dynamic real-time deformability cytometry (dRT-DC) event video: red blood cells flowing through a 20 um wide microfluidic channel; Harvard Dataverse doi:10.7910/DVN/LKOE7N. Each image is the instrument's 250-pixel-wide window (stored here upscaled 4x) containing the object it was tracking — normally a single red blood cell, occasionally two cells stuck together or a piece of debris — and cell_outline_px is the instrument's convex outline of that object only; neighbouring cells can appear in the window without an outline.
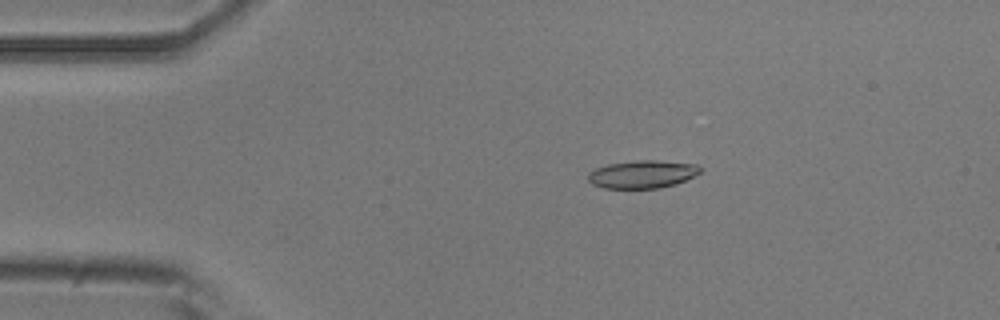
{"species": "common noctule bat (a hibernating species)", "species_latin": "Nyctalus noctula", "temperature_condition": "room temperature", "stored_images_in_passage": 10, "camera_frame_rate_fps": 3000, "um_per_image_px": 0.085, "animal": {"sex": "male", "body_mass_g": 20.5, "forearm_length_mm": 52.5}, "frame": {"image": 1, "passage_image": 2, "time_ms": 1.333, "image_size_px": [1000, 320], "cell_outline_px": [[704, 168], [700, 172], [676, 184], [660, 188], [604, 188], [592, 184], [588, 180], [588, 172], [596, 168], [608, 164], [636, 160], [656, 160], [696, 164]], "centroid_in_image_um": [54.6, 14.8], "position_along_channel_um": 30.4, "area_um2": 18.21}}
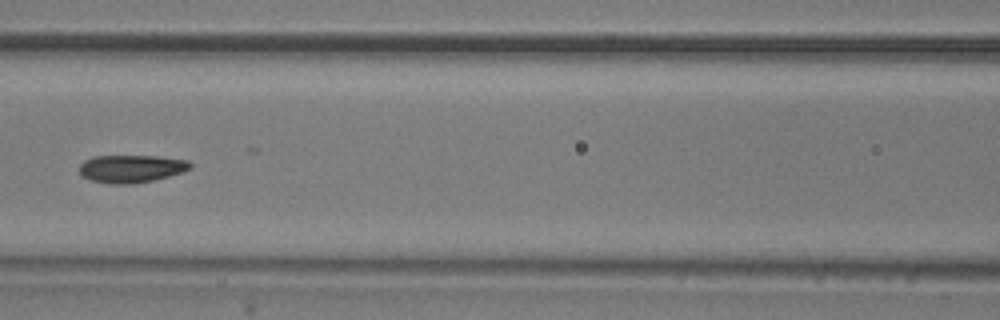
{"frame": {"image": 2, "passage_image": 6, "time_ms": 6.0, "image_size_px": [1000, 320], "cell_outline_px": [[192, 168], [168, 176], [152, 180], [132, 184], [108, 184], [88, 180], [80, 176], [80, 164], [84, 160], [92, 156], [156, 156], [188, 160], [192, 164]], "centroid_in_image_um": [11.1, 14.34], "position_along_channel_um": 155.5, "area_um2": 18.03}}
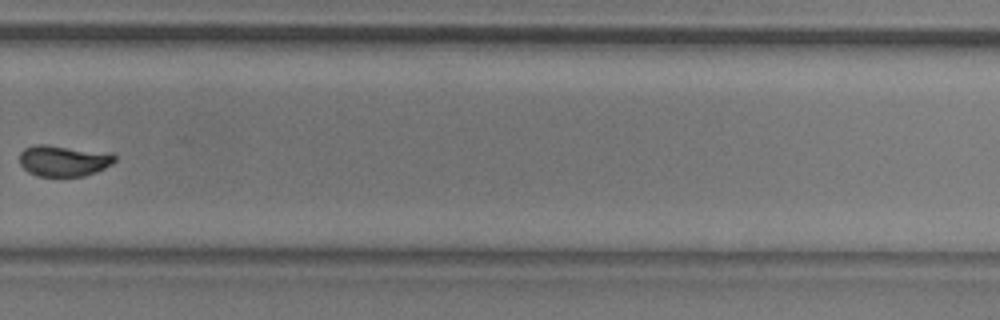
{"frame": {"image": 3, "passage_image": 10, "time_ms": 10.667, "image_size_px": [1000, 320], "cell_outline_px": [[116, 160], [112, 164], [96, 172], [84, 176], [36, 176], [28, 172], [20, 164], [20, 152], [24, 148], [36, 144], [44, 144], [112, 152], [116, 156]], "centroid_in_image_um": [5.43, 13.65], "position_along_channel_um": 324.4, "area_um2": 17.51}}